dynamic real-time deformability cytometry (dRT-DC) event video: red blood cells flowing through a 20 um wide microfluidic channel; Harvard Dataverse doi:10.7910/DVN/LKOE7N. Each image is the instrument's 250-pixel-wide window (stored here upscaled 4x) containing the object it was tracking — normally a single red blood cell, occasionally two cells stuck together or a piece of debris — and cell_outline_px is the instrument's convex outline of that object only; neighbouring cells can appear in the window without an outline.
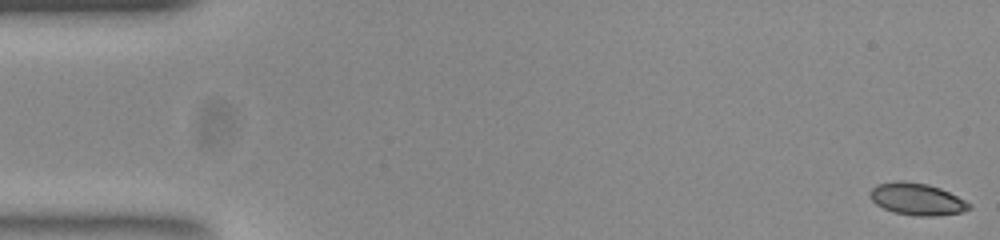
{"species": "common noctule bat (a hibernating species)", "species_latin": "Nyctalus noctula", "temperature_condition": "room temperature", "stored_images_in_passage": 53, "camera_frame_rate_fps": 3000, "um_per_image_px": 0.085, "animal": {"sex": "female", "body_mass_g": 23.0, "forearm_length_mm": 53.4}, "frame": {"image": 1, "passage_image": 1, "time_ms": 0.0, "image_size_px": [1000, 240], "cell_outline_px": [[972, 208], [960, 212], [936, 216], [916, 216], [892, 212], [876, 204], [868, 196], [868, 192], [876, 184], [896, 180], [904, 180], [928, 184], [940, 188], [972, 204]], "centroid_in_image_um": [77.9, 16.91], "position_along_channel_um": 7.1, "area_um2": 18.67}}
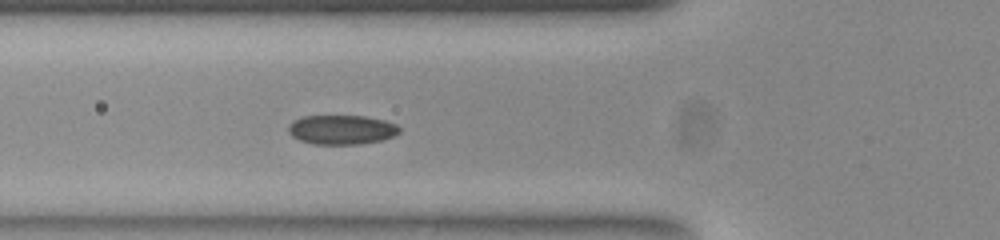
{"frame": {"image": 2, "passage_image": 19, "time_ms": 6.0, "image_size_px": [1000, 240], "cell_outline_px": [[400, 132], [392, 136], [380, 140], [356, 144], [312, 144], [300, 140], [292, 136], [288, 132], [288, 124], [292, 120], [300, 116], [364, 116], [384, 120], [396, 124], [400, 128]], "centroid_in_image_um": [28.98, 11.01], "position_along_channel_um": 96.8, "area_um2": 19.02}}
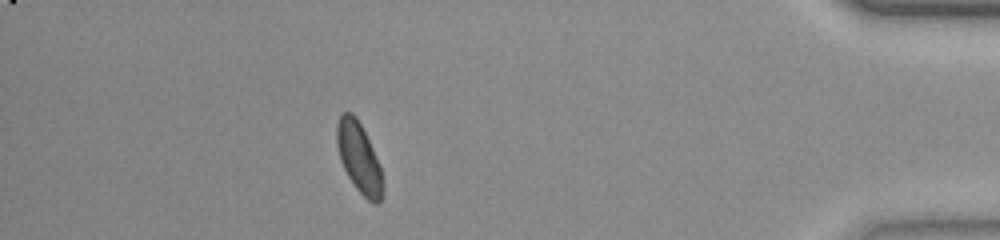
{"frame": {"image": 3, "passage_image": 47, "time_ms": 15.333, "image_size_px": [1000, 240], "cell_outline_px": [[384, 192], [380, 204], [372, 204], [356, 188], [348, 176], [340, 160], [336, 144], [336, 124], [340, 116], [344, 112], [352, 112], [356, 116], [380, 164], [384, 184]], "centroid_in_image_um": [30.53, 13.45], "position_along_channel_um": 404.7, "area_um2": 18.96}, "authors_computed_cell_mechanics": {"area_um2": 18.8428, "velocity_mm_per_s": 3.8488, "shape_relaxation_time_tau1_ms": 2.9947, "shape_relaxation_time_tau2_ms": 1.5715, "deformation_change_tau1": 0.0962, "deformation_change_tau2": 0.0557}}